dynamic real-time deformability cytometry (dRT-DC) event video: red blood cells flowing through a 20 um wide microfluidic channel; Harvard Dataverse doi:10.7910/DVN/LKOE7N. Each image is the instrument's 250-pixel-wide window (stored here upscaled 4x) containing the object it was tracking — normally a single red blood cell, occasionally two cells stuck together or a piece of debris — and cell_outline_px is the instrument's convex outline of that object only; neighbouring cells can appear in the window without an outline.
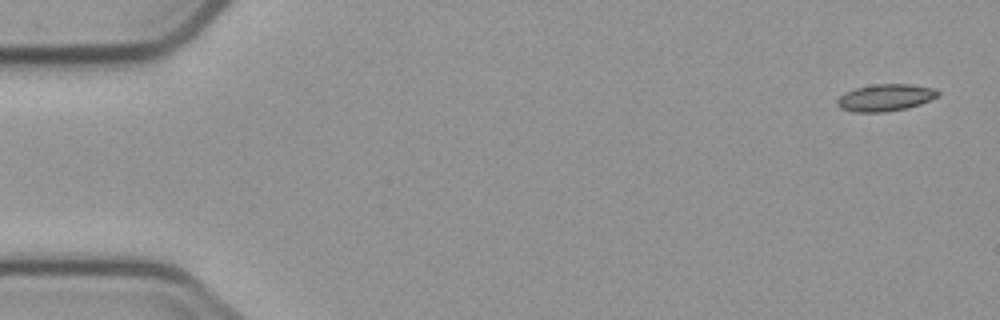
{"species": "common noctule bat (a hibernating species)", "species_latin": "Nyctalus noctula", "temperature_condition": "cold", "stored_images_in_passage": 3, "camera_frame_rate_fps": 3000, "um_per_image_px": 0.085, "animal": {"sex": "male", "body_mass_g": 23.1, "forearm_length_mm": 52.7}, "frame": {"image": 1, "passage_image": 1, "time_ms": 0.0, "image_size_px": [1000, 320], "cell_outline_px": [[940, 96], [920, 104], [908, 108], [884, 112], [852, 112], [840, 108], [836, 104], [836, 100], [844, 92], [856, 88], [876, 84], [912, 84], [932, 88], [940, 92]], "centroid_in_image_um": [75.25, 8.3], "position_along_channel_um": 9.7, "area_um2": 15.95}}